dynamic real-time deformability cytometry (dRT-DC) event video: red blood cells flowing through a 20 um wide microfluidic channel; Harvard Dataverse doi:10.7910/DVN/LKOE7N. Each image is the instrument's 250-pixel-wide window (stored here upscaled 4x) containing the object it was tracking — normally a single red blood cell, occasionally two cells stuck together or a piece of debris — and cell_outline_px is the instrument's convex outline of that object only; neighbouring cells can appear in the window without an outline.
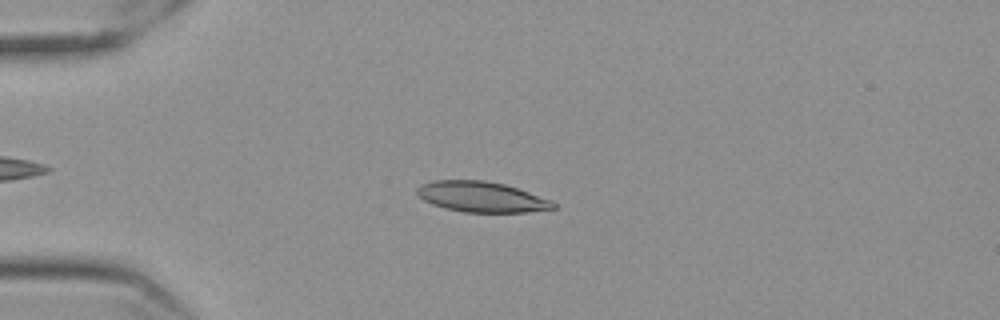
{"species": "Egyptian fruit bat (a non-hibernating species)", "species_latin": "Rousettus aegyptiacus", "temperature_condition": "cold", "stored_images_in_passage": 56, "camera_frame_rate_fps": 3000, "um_per_image_px": 0.085, "frame": {"image": 1, "passage_image": 14, "time_ms": 4.333, "image_size_px": [1000, 320], "cell_outline_px": [[556, 208], [528, 212], [464, 212], [444, 208], [432, 204], [424, 200], [416, 192], [416, 188], [420, 184], [436, 180], [484, 180], [504, 184], [552, 200], [556, 204]], "centroid_in_image_um": [40.92, 16.73], "position_along_channel_um": 44.1, "area_um2": 24.16}}
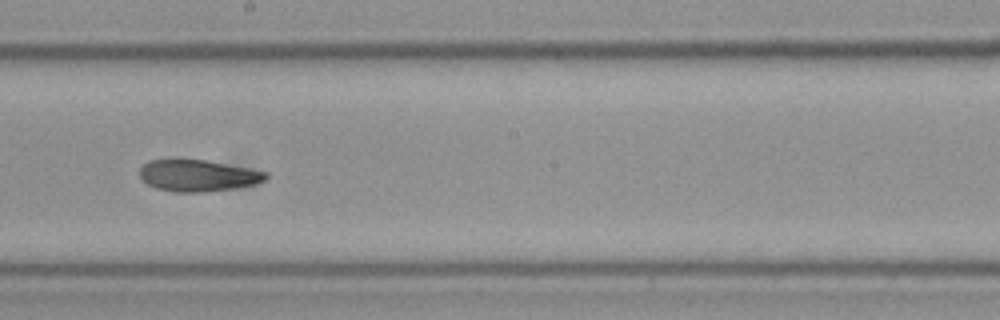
{"frame": {"image": 2, "passage_image": 32, "time_ms": 10.333, "image_size_px": [1000, 320], "cell_outline_px": [[268, 176], [264, 180], [256, 184], [236, 188], [204, 192], [172, 192], [156, 188], [140, 180], [140, 168], [148, 160], [204, 160], [268, 172]], "centroid_in_image_um": [16.8, 14.94], "position_along_channel_um": 231.4, "area_um2": 23.12}}
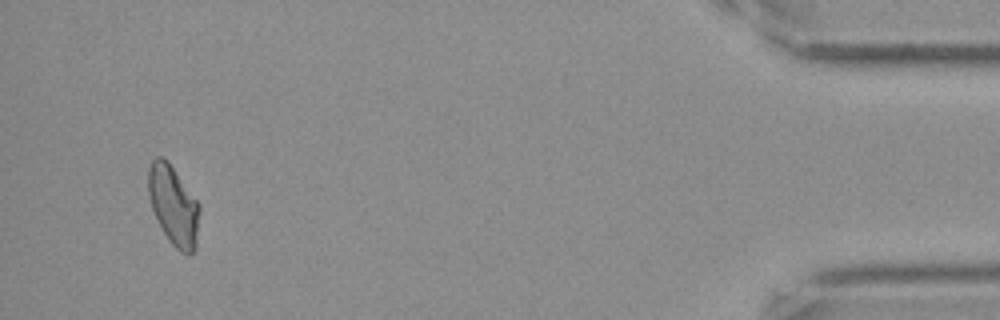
{"frame": {"image": 3, "passage_image": 54, "time_ms": 17.667, "image_size_px": [1000, 320], "cell_outline_px": [[200, 212], [196, 248], [188, 256], [180, 252], [168, 240], [152, 208], [148, 196], [148, 168], [152, 160], [156, 156], [164, 156], [168, 160], [200, 204]], "centroid_in_image_um": [14.76, 17.45], "position_along_channel_um": 420.4, "area_um2": 23.99}, "authors_computed_cell_mechanics": {"area_um2": 23.7558, "velocity_mm_per_s": 3.5541, "shape_relaxation_time_tau1_ms": null, "shape_relaxation_time_tau2_ms": 3.2462, "deformation_change_tau1": null, "deformation_change_tau2": 0.0925}}